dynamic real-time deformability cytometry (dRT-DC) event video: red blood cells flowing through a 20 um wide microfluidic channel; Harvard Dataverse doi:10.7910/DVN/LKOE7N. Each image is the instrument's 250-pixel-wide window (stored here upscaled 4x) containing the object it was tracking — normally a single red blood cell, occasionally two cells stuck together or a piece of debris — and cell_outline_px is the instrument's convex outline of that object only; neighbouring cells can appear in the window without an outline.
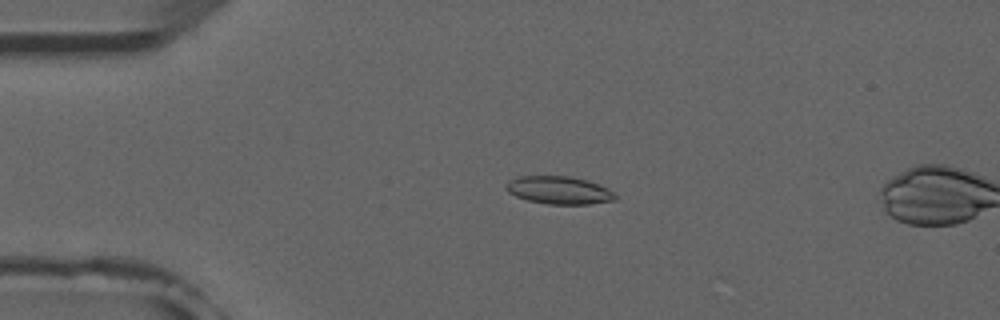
{"species": "common noctule bat (a hibernating species)", "species_latin": "Nyctalus noctula", "temperature_condition": "room temperature", "stored_images_in_passage": 5, "camera_frame_rate_fps": 3000, "um_per_image_px": 0.085, "animal": {"sex": "male", "forearm_length_mm": 52.5}, "frame": {"image": 1, "passage_image": 4, "time_ms": 3.333, "image_size_px": [1000, 320], "cell_outline_px": [[616, 200], [588, 204], [548, 204], [528, 200], [516, 196], [508, 192], [504, 188], [504, 184], [508, 180], [520, 176], [568, 176], [584, 180], [608, 188], [616, 196]], "centroid_in_image_um": [47.46, 16.17], "position_along_channel_um": 37.5, "area_um2": 17.57}}